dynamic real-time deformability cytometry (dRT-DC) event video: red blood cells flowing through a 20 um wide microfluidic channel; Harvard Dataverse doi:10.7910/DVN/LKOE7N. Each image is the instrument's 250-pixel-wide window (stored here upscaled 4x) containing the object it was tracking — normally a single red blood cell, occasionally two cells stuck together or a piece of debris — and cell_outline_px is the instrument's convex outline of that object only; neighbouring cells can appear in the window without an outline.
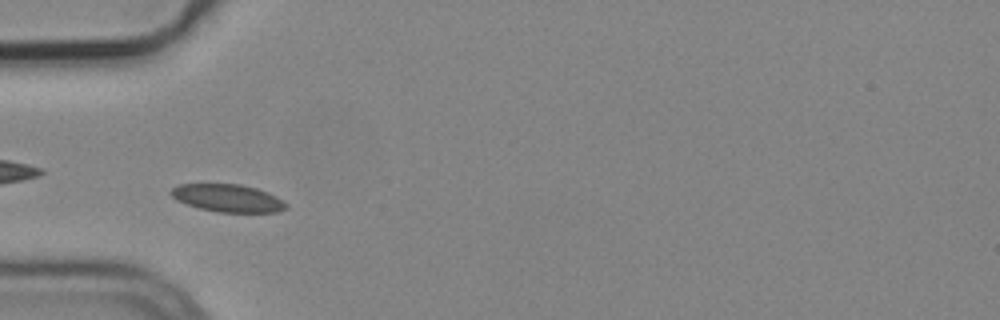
{"species": "common noctule bat (a hibernating species)", "species_latin": "Nyctalus noctula", "temperature_condition": "cold", "stored_images_in_passage": 5, "camera_frame_rate_fps": 3000, "um_per_image_px": 0.085, "animal": {"sex": "male", "body_mass_g": 19.2, "forearm_length_mm": 51.8}, "frame": {"image": 1, "passage_image": 2, "time_ms": 0.333, "image_size_px": [1000, 320], "cell_outline_px": [[288, 208], [276, 212], [220, 212], [200, 208], [176, 200], [168, 192], [172, 188], [180, 184], [240, 184], [256, 188], [268, 192], [276, 196], [288, 204]], "centroid_in_image_um": [19.37, 16.83], "position_along_channel_um": 65.6, "area_um2": 18.5}}
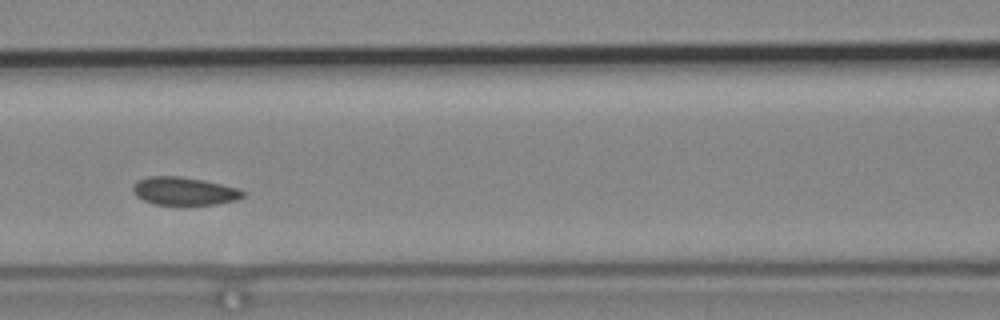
{"frame": {"image": 2, "passage_image": 4, "time_ms": 1.0, "image_size_px": [1000, 320], "cell_outline_px": [[244, 196], [236, 200], [216, 204], [156, 204], [144, 200], [136, 196], [132, 192], [132, 184], [136, 180], [148, 176], [180, 176], [204, 180], [240, 188], [244, 192]], "centroid_in_image_um": [15.63, 16.22], "position_along_channel_um": 151.0, "area_um2": 18.03}}
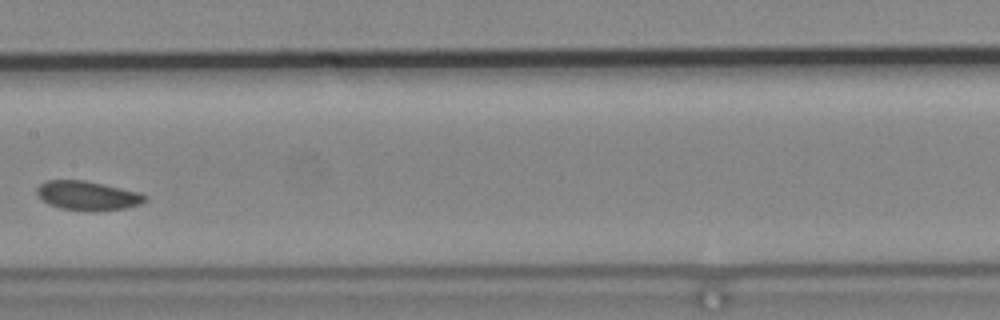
{"frame": {"image": 3, "passage_image": 5, "time_ms": 1.333, "image_size_px": [1000, 320], "cell_outline_px": [[148, 200], [140, 204], [124, 208], [60, 208], [48, 204], [36, 192], [36, 188], [40, 184], [48, 180], [84, 180], [136, 192], [148, 196]], "centroid_in_image_um": [7.41, 16.58], "position_along_channel_um": 200.0, "area_um2": 17.28}}